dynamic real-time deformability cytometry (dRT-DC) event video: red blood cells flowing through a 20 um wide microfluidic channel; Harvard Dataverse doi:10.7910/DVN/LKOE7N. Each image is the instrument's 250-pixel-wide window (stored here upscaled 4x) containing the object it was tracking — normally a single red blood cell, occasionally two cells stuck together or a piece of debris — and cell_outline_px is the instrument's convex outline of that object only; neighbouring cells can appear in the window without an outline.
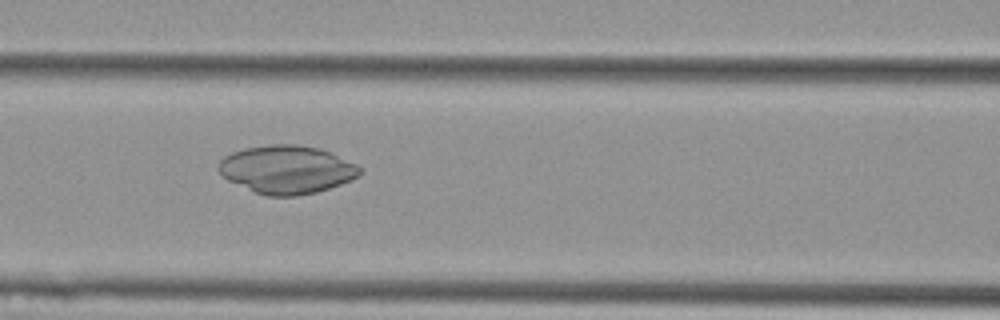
{"species": "Egyptian fruit bat (a non-hibernating species)", "species_latin": "Rousettus aegyptiacus", "temperature_condition": "cold", "stored_images_in_passage": 40, "camera_frame_rate_fps": 3000, "um_per_image_px": 0.085, "animal": {"sex": "female"}, "frame": {"image": 1, "passage_image": 10, "time_ms": 3.0, "image_size_px": [1000, 320], "cell_outline_px": [[360, 176], [352, 180], [316, 192], [296, 196], [264, 196], [228, 180], [216, 168], [216, 164], [224, 156], [232, 152], [244, 148], [272, 144], [296, 144], [320, 148], [356, 164], [360, 168]], "centroid_in_image_um": [24.35, 14.41], "position_along_channel_um": 142.3, "area_um2": 39.65}}
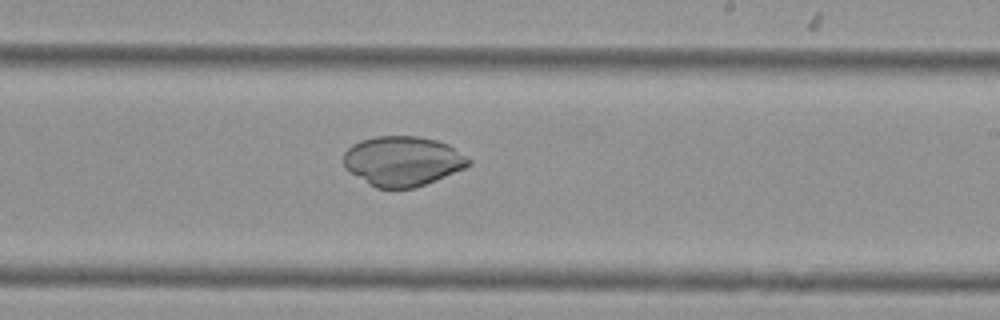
{"frame": {"image": 2, "passage_image": 19, "time_ms": 6.0, "image_size_px": [1000, 320], "cell_outline_px": [[472, 164], [464, 168], [436, 180], [412, 188], [376, 188], [368, 184], [348, 172], [344, 168], [344, 152], [352, 144], [360, 140], [376, 136], [420, 136], [436, 140], [448, 144], [472, 160]], "centroid_in_image_um": [34.2, 13.69], "position_along_channel_um": 254.8, "area_um2": 36.41}}
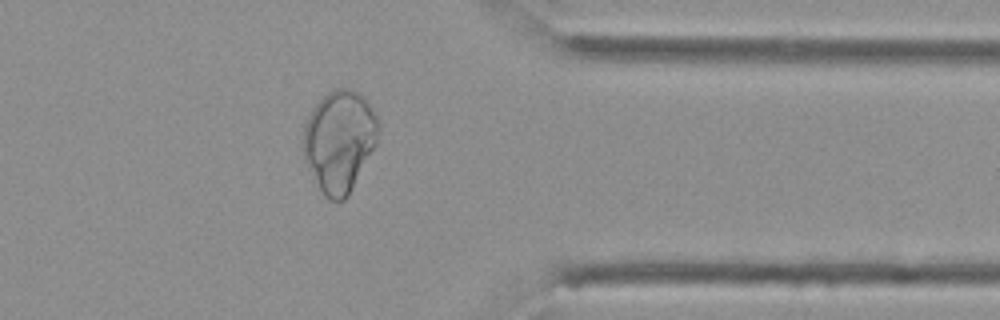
{"frame": {"image": 3, "passage_image": 30, "time_ms": 9.667, "image_size_px": [1000, 320], "cell_outline_px": [[380, 124], [376, 144], [348, 196], [344, 200], [328, 200], [324, 196], [304, 160], [304, 124], [312, 108], [328, 92], [336, 88], [352, 88], [360, 92], [364, 96], [376, 112]], "centroid_in_image_um": [28.87, 11.95], "position_along_channel_um": 382.5, "area_um2": 44.56}}